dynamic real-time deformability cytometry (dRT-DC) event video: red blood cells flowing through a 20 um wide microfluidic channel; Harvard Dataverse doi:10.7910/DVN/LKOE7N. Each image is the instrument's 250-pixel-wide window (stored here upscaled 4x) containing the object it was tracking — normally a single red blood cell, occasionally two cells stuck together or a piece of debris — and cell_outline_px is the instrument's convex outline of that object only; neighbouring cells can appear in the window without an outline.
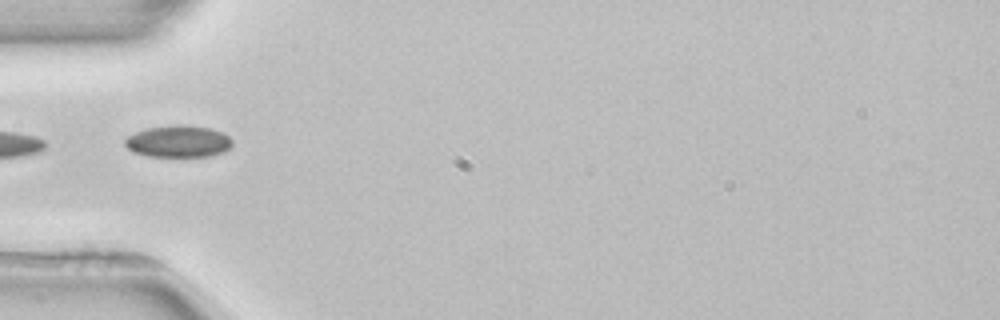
{"species": "common noctule bat (a hibernating species)", "species_latin": "Nyctalus noctula", "temperature_condition": "room temperature", "stored_images_in_passage": 4, "camera_frame_rate_fps": 3000, "um_per_image_px": 0.085, "animal": {"sex": "female", "body_mass_g": 22.7, "forearm_length_mm": 54.2}, "frame": {"image": 1, "passage_image": 4, "time_ms": 4.667, "image_size_px": [1000, 320], "cell_outline_px": [[232, 144], [224, 152], [208, 156], [148, 156], [132, 152], [124, 144], [124, 140], [128, 136], [136, 132], [148, 128], [176, 124], [184, 124], [212, 128], [224, 132], [232, 140]], "centroid_in_image_um": [15.17, 12.0], "position_along_channel_um": 69.8, "area_um2": 20.06}}